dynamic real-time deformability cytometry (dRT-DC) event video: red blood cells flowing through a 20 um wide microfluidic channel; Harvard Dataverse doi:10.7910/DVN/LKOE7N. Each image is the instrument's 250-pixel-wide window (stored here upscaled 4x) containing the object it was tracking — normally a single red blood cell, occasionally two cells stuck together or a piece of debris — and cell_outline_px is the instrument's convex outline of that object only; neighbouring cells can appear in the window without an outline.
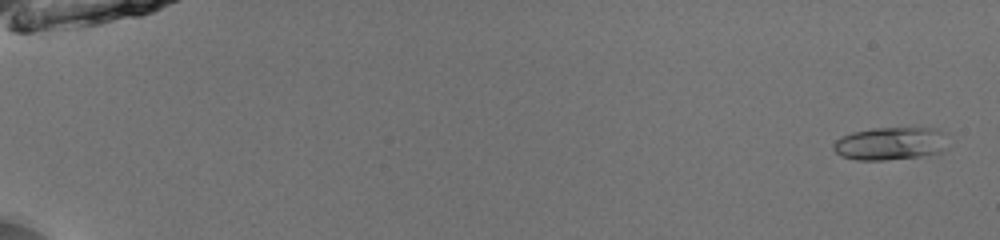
{"species": "common noctule bat (a hibernating species)", "species_latin": "Nyctalus noctula", "temperature_condition": "room temperature", "stored_images_in_passage": 53, "camera_frame_rate_fps": 3000, "um_per_image_px": 0.085, "animal": {"sex": "male", "body_mass_g": 13.0, "forearm_length_mm": 53.1}, "frame": {"image": 1, "passage_image": 3, "time_ms": 0.667, "image_size_px": [1000, 240], "cell_outline_px": [[948, 148], [936, 156], [884, 160], [856, 160], [840, 156], [832, 148], [832, 144], [840, 136], [852, 132], [872, 128], [936, 128], [944, 132]], "centroid_in_image_um": [75.73, 12.22], "position_along_channel_um": 9.3, "area_um2": 22.72}}
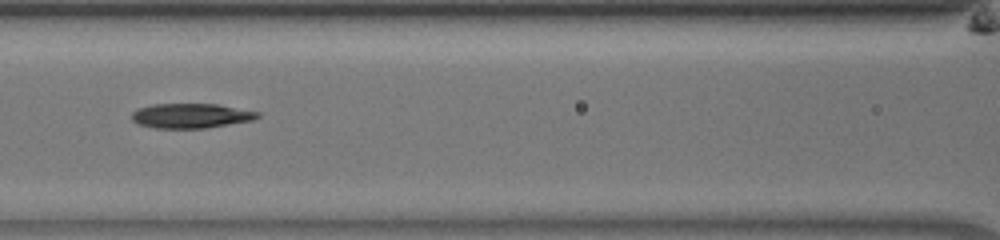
{"frame": {"image": 2, "passage_image": 27, "time_ms": 8.667, "image_size_px": [1000, 240], "cell_outline_px": [[260, 116], [252, 120], [208, 128], [156, 128], [136, 124], [132, 120], [132, 112], [140, 108], [152, 104], [216, 104], [260, 112]], "centroid_in_image_um": [16.22, 9.84], "position_along_channel_um": 150.4, "area_um2": 18.09}}
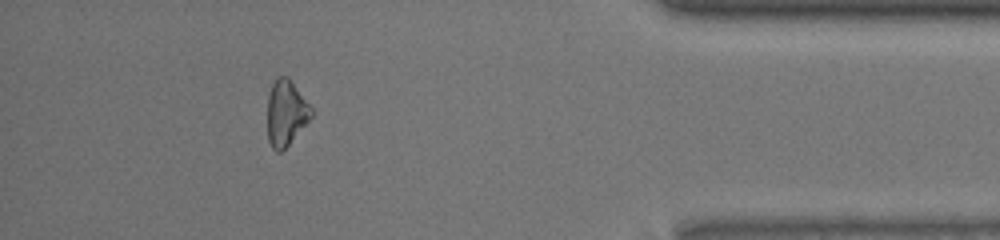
{"frame": {"image": 3, "passage_image": 49, "time_ms": 16.0, "image_size_px": [1000, 240], "cell_outline_px": [[312, 116], [288, 144], [280, 152], [276, 152], [272, 148], [268, 140], [268, 96], [272, 84], [276, 76], [288, 76], [312, 108]], "centroid_in_image_um": [24.29, 9.57], "position_along_channel_um": 410.9, "area_um2": 16.53}}